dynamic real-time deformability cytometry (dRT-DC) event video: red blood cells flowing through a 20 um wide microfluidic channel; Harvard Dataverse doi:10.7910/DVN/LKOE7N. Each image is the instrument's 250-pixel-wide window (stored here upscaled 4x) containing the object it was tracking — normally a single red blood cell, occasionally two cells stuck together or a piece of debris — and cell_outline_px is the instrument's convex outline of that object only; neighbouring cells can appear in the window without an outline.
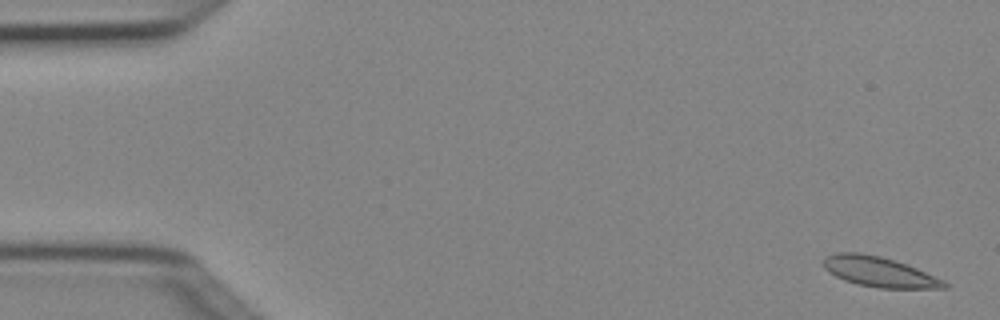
{"species": "Egyptian fruit bat (a non-hibernating species)", "species_latin": "Rousettus aegyptiacus", "temperature_condition": "cold", "stored_images_in_passage": 5, "camera_frame_rate_fps": 3000, "um_per_image_px": 0.085, "animal": {"sex": "female"}, "frame": {"image": 1, "passage_image": 1, "time_ms": 0.0, "image_size_px": [1000, 320], "cell_outline_px": [[948, 288], [880, 288], [856, 284], [844, 280], [828, 272], [824, 268], [824, 256], [836, 252], [860, 252], [880, 256], [916, 268], [944, 280], [948, 284]], "centroid_in_image_um": [74.7, 23.1], "position_along_channel_um": 10.3, "area_um2": 21.1}}
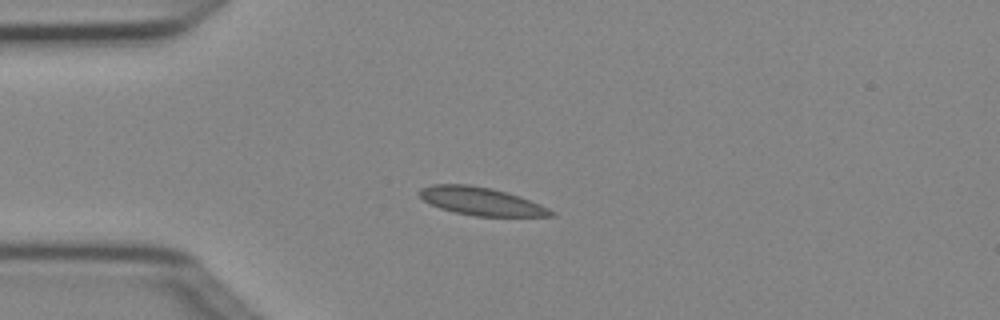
{"frame": {"image": 2, "passage_image": 4, "time_ms": 1.0, "image_size_px": [1000, 320], "cell_outline_px": [[556, 216], [476, 216], [456, 212], [440, 208], [424, 200], [416, 192], [420, 188], [432, 184], [468, 184], [492, 188], [508, 192], [520, 196], [540, 204], [556, 212]], "centroid_in_image_um": [40.91, 17.09], "position_along_channel_um": 44.1, "area_um2": 21.5}}